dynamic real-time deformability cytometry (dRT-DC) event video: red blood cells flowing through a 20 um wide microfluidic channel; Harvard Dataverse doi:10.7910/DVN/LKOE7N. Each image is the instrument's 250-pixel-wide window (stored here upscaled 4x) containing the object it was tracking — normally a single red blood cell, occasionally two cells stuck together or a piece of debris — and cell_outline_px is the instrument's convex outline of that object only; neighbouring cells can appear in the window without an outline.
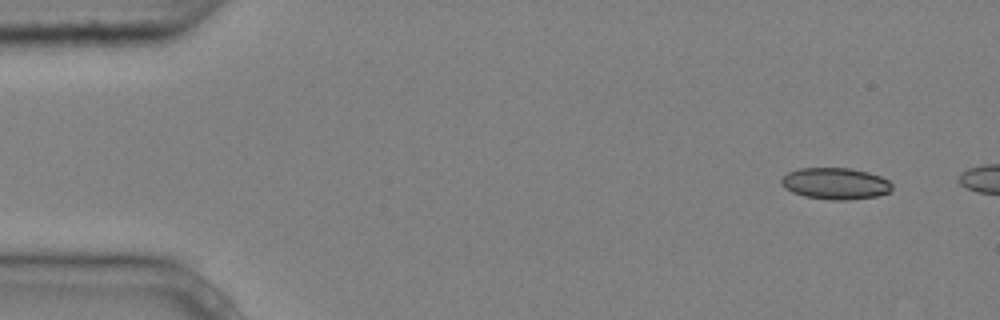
{"species": "common noctule bat (a hibernating species)", "species_latin": "Nyctalus noctula", "temperature_condition": "cold", "stored_images_in_passage": 3, "camera_frame_rate_fps": 3000, "um_per_image_px": 0.085, "animal": {"sex": "male", "body_mass_g": 20.4}, "frame": {"image": 1, "passage_image": 1, "time_ms": 0.0, "image_size_px": [1000, 320], "cell_outline_px": [[892, 192], [876, 196], [848, 200], [832, 200], [804, 196], [792, 192], [784, 188], [780, 184], [780, 180], [788, 172], [800, 168], [848, 168], [868, 172], [880, 176], [888, 180], [892, 184]], "centroid_in_image_um": [71.01, 15.6], "position_along_channel_um": 14.0, "area_um2": 20.46}}